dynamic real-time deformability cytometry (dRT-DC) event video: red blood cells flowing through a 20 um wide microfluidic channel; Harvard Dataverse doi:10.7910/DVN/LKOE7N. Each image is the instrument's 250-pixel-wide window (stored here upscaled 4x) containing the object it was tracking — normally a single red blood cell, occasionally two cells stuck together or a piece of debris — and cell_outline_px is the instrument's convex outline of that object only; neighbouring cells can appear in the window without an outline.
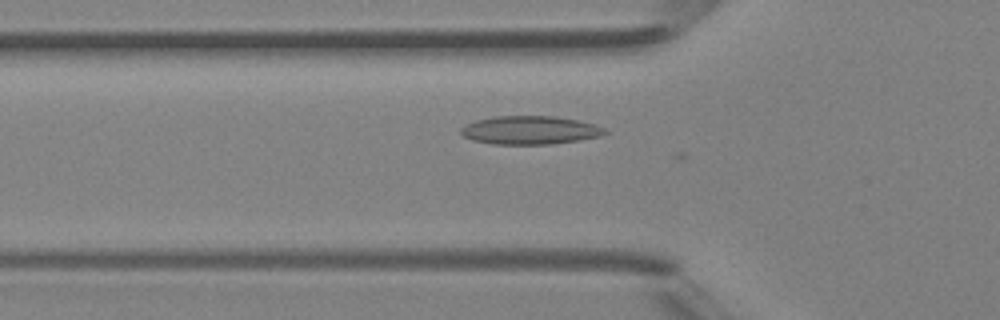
{"species": "Egyptian fruit bat (a non-hibernating species)", "species_latin": "Rousettus aegyptiacus", "temperature_condition": "room temperature", "stored_images_in_passage": 17, "camera_frame_rate_fps": 3000, "um_per_image_px": 0.085, "animal": {"sex": "female"}, "frame": {"image": 1, "passage_image": 14, "time_ms": 4.333, "image_size_px": [1000, 320], "cell_outline_px": [[608, 132], [600, 136], [580, 140], [548, 144], [492, 144], [472, 140], [464, 136], [460, 132], [460, 128], [476, 120], [496, 116], [556, 116], [576, 120], [592, 124], [604, 128]], "centroid_in_image_um": [45.03, 11.06], "position_along_channel_um": 80.8, "area_um2": 23.64}}